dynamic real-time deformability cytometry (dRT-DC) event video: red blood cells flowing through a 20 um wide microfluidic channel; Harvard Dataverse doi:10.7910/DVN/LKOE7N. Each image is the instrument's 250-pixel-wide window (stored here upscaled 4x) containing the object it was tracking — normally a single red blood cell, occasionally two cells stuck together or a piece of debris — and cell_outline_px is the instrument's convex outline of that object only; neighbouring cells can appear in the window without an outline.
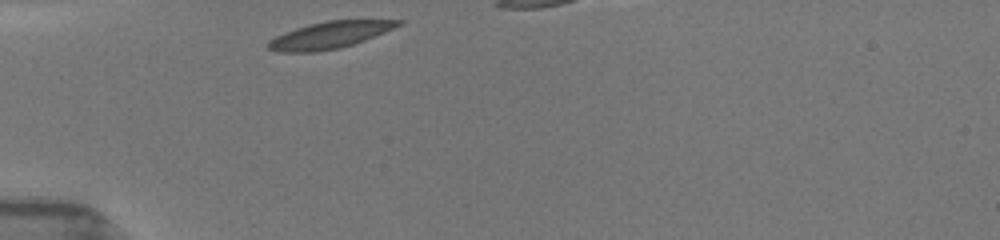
{"species": "common noctule bat (a hibernating species)", "species_latin": "Nyctalus noctula", "temperature_condition": "room temperature", "stored_images_in_passage": 3, "camera_frame_rate_fps": 3000, "um_per_image_px": 0.085, "animal": {"sex": "female", "body_mass_g": 19.5, "forearm_length_mm": 54.1}, "frame": {"image": 1, "passage_image": 1, "time_ms": 0.0, "image_size_px": [1000, 240], "cell_outline_px": [[404, 24], [364, 40], [340, 48], [316, 52], [276, 52], [268, 48], [268, 40], [284, 32], [308, 24], [324, 20], [404, 20]], "centroid_in_image_um": [28.0, 2.97], "position_along_channel_um": 57.0, "area_um2": 20.35}}